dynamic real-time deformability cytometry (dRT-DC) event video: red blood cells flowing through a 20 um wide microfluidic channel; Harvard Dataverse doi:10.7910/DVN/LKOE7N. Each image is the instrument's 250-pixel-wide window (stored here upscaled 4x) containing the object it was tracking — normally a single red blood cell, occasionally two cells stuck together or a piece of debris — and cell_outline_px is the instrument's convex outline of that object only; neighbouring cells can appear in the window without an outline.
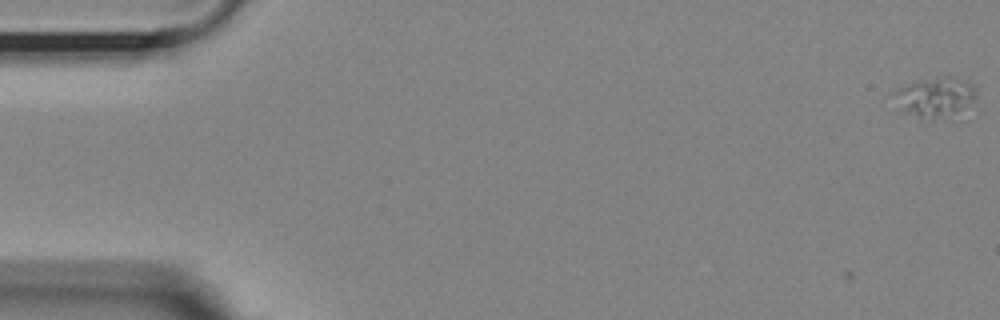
{"species": "Egyptian fruit bat (a non-hibernating species)", "species_latin": "Rousettus aegyptiacus", "temperature_condition": "room temperature", "stored_images_in_passage": 6, "camera_frame_rate_fps": 3000, "um_per_image_px": 0.085, "animal": {"sex": "female"}, "frame": {"image": 1, "passage_image": 1, "time_ms": 0.0, "image_size_px": [1000, 320], "cell_outline_px": [[980, 84], [976, 96], [972, 100], [960, 108], [920, 120], [900, 108], [892, 92], [908, 84], [936, 76], [952, 76], [968, 80]], "centroid_in_image_um": [79.52, 8.15], "position_along_channel_um": 5.5, "area_um2": 18.38}}